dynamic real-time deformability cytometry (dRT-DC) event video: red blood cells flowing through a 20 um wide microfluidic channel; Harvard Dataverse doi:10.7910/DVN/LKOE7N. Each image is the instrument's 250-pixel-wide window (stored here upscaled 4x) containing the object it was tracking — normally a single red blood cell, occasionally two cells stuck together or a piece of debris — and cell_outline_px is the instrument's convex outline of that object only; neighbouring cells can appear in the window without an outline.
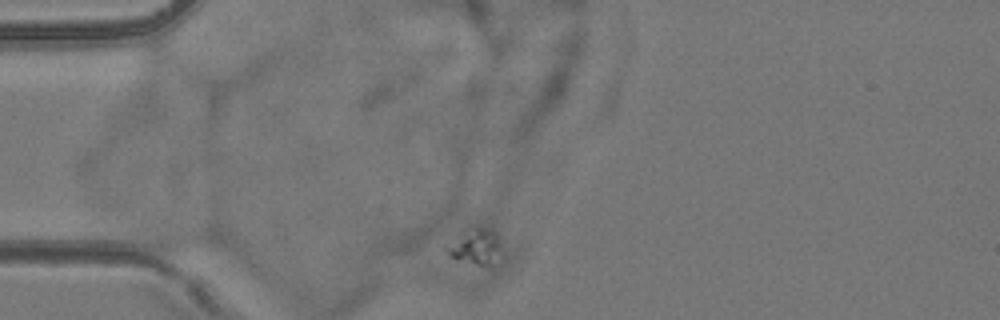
{"species": "common noctule bat (a hibernating species)", "species_latin": "Nyctalus noctula", "temperature_condition": "room temperature", "stored_images_in_passage": 4, "camera_frame_rate_fps": 3000, "um_per_image_px": 0.085, "animal": {"sex": "female", "body_mass_g": 24.6, "forearm_length_mm": 56.2}, "frame": {"image": 1, "passage_image": 1, "time_ms": 0.0, "image_size_px": [1000, 320], "cell_outline_px": [[500, 248], [488, 264], [476, 264], [448, 256], [444, 248], [444, 244], [456, 232], [468, 224], [472, 224], [496, 236], [500, 244]], "centroid_in_image_um": [40.18, 20.85], "position_along_channel_um": 44.8, "area_um2": 11.27}}